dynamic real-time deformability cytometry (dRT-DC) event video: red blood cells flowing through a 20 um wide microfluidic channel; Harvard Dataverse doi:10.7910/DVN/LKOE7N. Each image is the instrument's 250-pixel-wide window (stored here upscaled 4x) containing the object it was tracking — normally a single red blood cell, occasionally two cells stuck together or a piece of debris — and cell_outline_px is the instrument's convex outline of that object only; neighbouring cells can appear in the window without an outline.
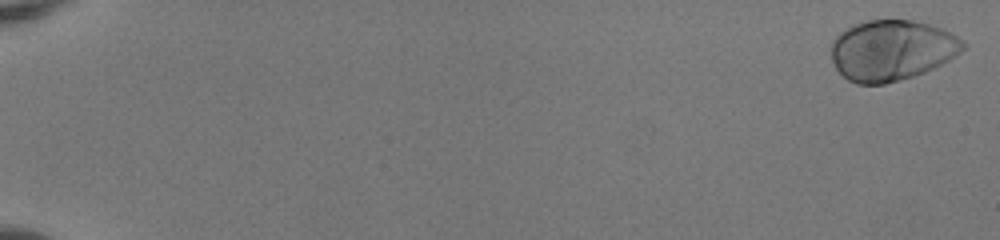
{"species": "human", "species_latin": "Homo sapiens", "temperature_condition": "room temperature", "stored_images_in_passage": 53, "camera_frame_rate_fps": 3000, "um_per_image_px": 0.085, "donor": {"sex": "female"}, "frame": {"image": 1, "passage_image": 1, "time_ms": 0.0, "image_size_px": [1000, 240], "cell_outline_px": [[968, 44], [960, 52], [948, 60], [924, 72], [900, 80], [884, 84], [856, 84], [848, 80], [836, 68], [832, 60], [832, 40], [840, 32], [856, 24], [868, 20], [912, 20], [928, 24], [940, 28], [964, 40]], "centroid_in_image_um": [75.79, 4.27], "position_along_channel_um": 9.2, "area_um2": 46.24}}
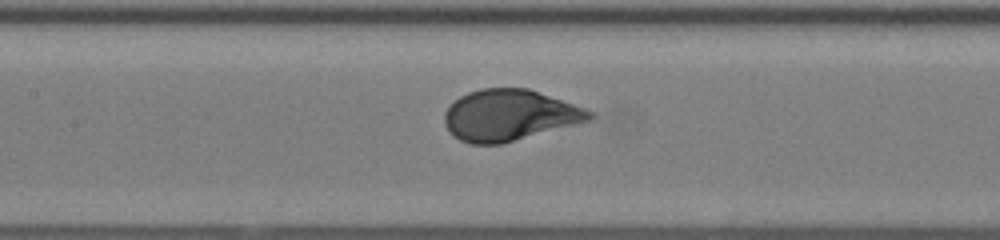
{"frame": {"image": 2, "passage_image": 28, "time_ms": 9.0, "image_size_px": [1000, 240], "cell_outline_px": [[596, 116], [592, 120], [500, 144], [472, 144], [460, 140], [452, 136], [444, 124], [444, 112], [460, 96], [468, 92], [480, 88], [528, 88], [596, 112]], "centroid_in_image_um": [43.31, 9.79], "position_along_channel_um": 164.1, "area_um2": 43.18}}
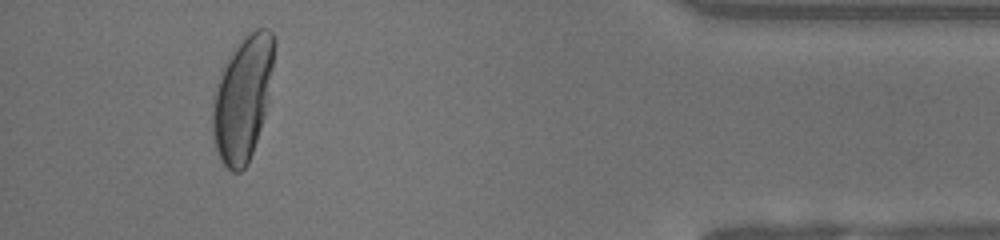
{"frame": {"image": 3, "passage_image": 50, "time_ms": 16.333, "image_size_px": [1000, 240], "cell_outline_px": [[276, 40], [272, 68], [264, 116], [248, 164], [240, 172], [232, 172], [220, 160], [216, 148], [212, 132], [212, 104], [216, 84], [232, 52], [240, 40], [244, 36], [256, 28], [268, 28], [272, 32]], "centroid_in_image_um": [20.62, 8.35], "position_along_channel_um": 414.6, "area_um2": 44.16}, "authors_computed_cell_mechanics": {"area_um2": 43.928, "velocity_mm_per_s": 4.0055, "shape_relaxation_time_tau1_ms": 2.5164, "shape_relaxation_time_tau2_ms": null, "deformation_change_tau1": 0.1764, "deformation_change_tau2": null}}